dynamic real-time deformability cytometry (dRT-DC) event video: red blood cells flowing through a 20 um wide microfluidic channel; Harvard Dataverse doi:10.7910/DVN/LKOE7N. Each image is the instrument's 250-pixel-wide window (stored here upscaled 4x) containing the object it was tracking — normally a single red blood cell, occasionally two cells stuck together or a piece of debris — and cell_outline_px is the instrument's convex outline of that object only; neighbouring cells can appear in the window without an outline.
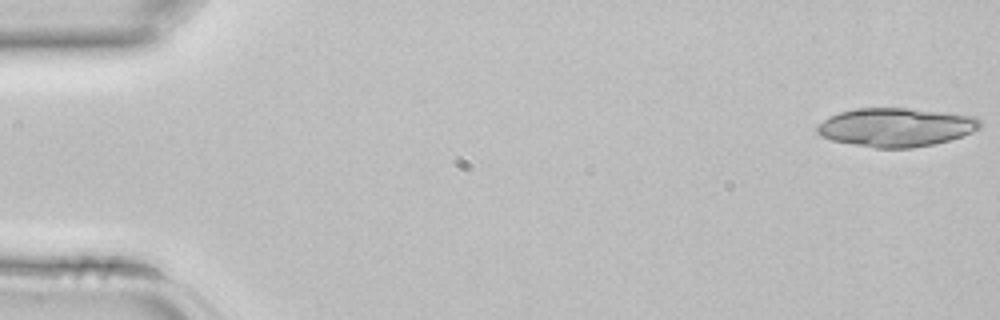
{"species": "common noctule bat (a hibernating species)", "species_latin": "Nyctalus noctula", "temperature_condition": "room temperature", "stored_images_in_passage": 17, "camera_frame_rate_fps": 3000, "um_per_image_px": 0.085, "animal": {"sex": "female", "body_mass_g": 22.7, "forearm_length_mm": 54.2}, "frame": {"image": 1, "passage_image": 1, "time_ms": 0.0, "image_size_px": [1000, 320], "cell_outline_px": [[980, 128], [972, 132], [948, 140], [932, 144], [912, 148], [876, 148], [852, 144], [832, 140], [820, 136], [816, 132], [816, 128], [828, 116], [840, 112], [860, 108], [908, 108], [944, 112], [976, 116], [980, 120]], "centroid_in_image_um": [76.14, 10.81], "position_along_channel_um": 8.9, "area_um2": 36.59}}